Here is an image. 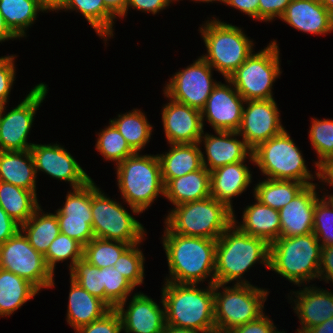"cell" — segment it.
Listing matches in <instances>:
<instances>
[{
	"label": "cell",
	"instance_id": "obj_61",
	"mask_svg": "<svg viewBox=\"0 0 333 333\" xmlns=\"http://www.w3.org/2000/svg\"><path fill=\"white\" fill-rule=\"evenodd\" d=\"M326 9L333 15V0H320Z\"/></svg>",
	"mask_w": 333,
	"mask_h": 333
},
{
	"label": "cell",
	"instance_id": "obj_22",
	"mask_svg": "<svg viewBox=\"0 0 333 333\" xmlns=\"http://www.w3.org/2000/svg\"><path fill=\"white\" fill-rule=\"evenodd\" d=\"M280 19L311 34L323 35L333 31V15L320 0H292Z\"/></svg>",
	"mask_w": 333,
	"mask_h": 333
},
{
	"label": "cell",
	"instance_id": "obj_41",
	"mask_svg": "<svg viewBox=\"0 0 333 333\" xmlns=\"http://www.w3.org/2000/svg\"><path fill=\"white\" fill-rule=\"evenodd\" d=\"M103 285L105 287V303L111 308L126 300L134 290V286L115 267L103 268Z\"/></svg>",
	"mask_w": 333,
	"mask_h": 333
},
{
	"label": "cell",
	"instance_id": "obj_35",
	"mask_svg": "<svg viewBox=\"0 0 333 333\" xmlns=\"http://www.w3.org/2000/svg\"><path fill=\"white\" fill-rule=\"evenodd\" d=\"M110 122L118 129L135 153L143 149L149 142L153 128L140 110L135 109L127 114H118V118L110 119Z\"/></svg>",
	"mask_w": 333,
	"mask_h": 333
},
{
	"label": "cell",
	"instance_id": "obj_4",
	"mask_svg": "<svg viewBox=\"0 0 333 333\" xmlns=\"http://www.w3.org/2000/svg\"><path fill=\"white\" fill-rule=\"evenodd\" d=\"M234 212L212 196L175 206L165 220L164 233L217 240L233 223Z\"/></svg>",
	"mask_w": 333,
	"mask_h": 333
},
{
	"label": "cell",
	"instance_id": "obj_23",
	"mask_svg": "<svg viewBox=\"0 0 333 333\" xmlns=\"http://www.w3.org/2000/svg\"><path fill=\"white\" fill-rule=\"evenodd\" d=\"M295 294L298 299H294V310L302 325L301 329H297L299 333L333 317V293L309 286Z\"/></svg>",
	"mask_w": 333,
	"mask_h": 333
},
{
	"label": "cell",
	"instance_id": "obj_34",
	"mask_svg": "<svg viewBox=\"0 0 333 333\" xmlns=\"http://www.w3.org/2000/svg\"><path fill=\"white\" fill-rule=\"evenodd\" d=\"M62 9L80 11L100 37L113 36V19L116 16L103 0H63Z\"/></svg>",
	"mask_w": 333,
	"mask_h": 333
},
{
	"label": "cell",
	"instance_id": "obj_33",
	"mask_svg": "<svg viewBox=\"0 0 333 333\" xmlns=\"http://www.w3.org/2000/svg\"><path fill=\"white\" fill-rule=\"evenodd\" d=\"M305 187L304 183L297 181L267 178L256 185L254 196L261 203L279 211Z\"/></svg>",
	"mask_w": 333,
	"mask_h": 333
},
{
	"label": "cell",
	"instance_id": "obj_45",
	"mask_svg": "<svg viewBox=\"0 0 333 333\" xmlns=\"http://www.w3.org/2000/svg\"><path fill=\"white\" fill-rule=\"evenodd\" d=\"M56 216L92 218L91 180L82 187L73 188V192H68L65 205L56 211Z\"/></svg>",
	"mask_w": 333,
	"mask_h": 333
},
{
	"label": "cell",
	"instance_id": "obj_56",
	"mask_svg": "<svg viewBox=\"0 0 333 333\" xmlns=\"http://www.w3.org/2000/svg\"><path fill=\"white\" fill-rule=\"evenodd\" d=\"M105 6L115 15L121 16L126 12L128 0H103Z\"/></svg>",
	"mask_w": 333,
	"mask_h": 333
},
{
	"label": "cell",
	"instance_id": "obj_13",
	"mask_svg": "<svg viewBox=\"0 0 333 333\" xmlns=\"http://www.w3.org/2000/svg\"><path fill=\"white\" fill-rule=\"evenodd\" d=\"M47 91L46 84L40 83L18 106L6 114L4 105L0 115V151H25L34 145L28 143L27 138L35 113Z\"/></svg>",
	"mask_w": 333,
	"mask_h": 333
},
{
	"label": "cell",
	"instance_id": "obj_5",
	"mask_svg": "<svg viewBox=\"0 0 333 333\" xmlns=\"http://www.w3.org/2000/svg\"><path fill=\"white\" fill-rule=\"evenodd\" d=\"M116 168L119 190L133 213H143L159 194L164 195L158 155L141 156L136 152Z\"/></svg>",
	"mask_w": 333,
	"mask_h": 333
},
{
	"label": "cell",
	"instance_id": "obj_15",
	"mask_svg": "<svg viewBox=\"0 0 333 333\" xmlns=\"http://www.w3.org/2000/svg\"><path fill=\"white\" fill-rule=\"evenodd\" d=\"M244 104H248V107H243L242 121L237 132L251 150L284 130L274 98L248 100Z\"/></svg>",
	"mask_w": 333,
	"mask_h": 333
},
{
	"label": "cell",
	"instance_id": "obj_63",
	"mask_svg": "<svg viewBox=\"0 0 333 333\" xmlns=\"http://www.w3.org/2000/svg\"><path fill=\"white\" fill-rule=\"evenodd\" d=\"M4 105L5 104L0 101V115H1V112H2V109H3Z\"/></svg>",
	"mask_w": 333,
	"mask_h": 333
},
{
	"label": "cell",
	"instance_id": "obj_43",
	"mask_svg": "<svg viewBox=\"0 0 333 333\" xmlns=\"http://www.w3.org/2000/svg\"><path fill=\"white\" fill-rule=\"evenodd\" d=\"M313 233L318 241L322 240V247L333 246V202L328 197L316 201Z\"/></svg>",
	"mask_w": 333,
	"mask_h": 333
},
{
	"label": "cell",
	"instance_id": "obj_46",
	"mask_svg": "<svg viewBox=\"0 0 333 333\" xmlns=\"http://www.w3.org/2000/svg\"><path fill=\"white\" fill-rule=\"evenodd\" d=\"M60 233L77 240L83 246L94 237L92 218H77L69 216H57Z\"/></svg>",
	"mask_w": 333,
	"mask_h": 333
},
{
	"label": "cell",
	"instance_id": "obj_14",
	"mask_svg": "<svg viewBox=\"0 0 333 333\" xmlns=\"http://www.w3.org/2000/svg\"><path fill=\"white\" fill-rule=\"evenodd\" d=\"M211 70L212 67L199 57L186 69L175 73L165 87V96L201 111L218 84L213 81Z\"/></svg>",
	"mask_w": 333,
	"mask_h": 333
},
{
	"label": "cell",
	"instance_id": "obj_64",
	"mask_svg": "<svg viewBox=\"0 0 333 333\" xmlns=\"http://www.w3.org/2000/svg\"><path fill=\"white\" fill-rule=\"evenodd\" d=\"M327 197L333 202V195H328Z\"/></svg>",
	"mask_w": 333,
	"mask_h": 333
},
{
	"label": "cell",
	"instance_id": "obj_50",
	"mask_svg": "<svg viewBox=\"0 0 333 333\" xmlns=\"http://www.w3.org/2000/svg\"><path fill=\"white\" fill-rule=\"evenodd\" d=\"M276 327L268 316L261 315L258 319L233 328L228 333H274Z\"/></svg>",
	"mask_w": 333,
	"mask_h": 333
},
{
	"label": "cell",
	"instance_id": "obj_7",
	"mask_svg": "<svg viewBox=\"0 0 333 333\" xmlns=\"http://www.w3.org/2000/svg\"><path fill=\"white\" fill-rule=\"evenodd\" d=\"M207 48V55L201 56L225 79L238 69L252 54L253 42L242 29L214 19L200 28Z\"/></svg>",
	"mask_w": 333,
	"mask_h": 333
},
{
	"label": "cell",
	"instance_id": "obj_20",
	"mask_svg": "<svg viewBox=\"0 0 333 333\" xmlns=\"http://www.w3.org/2000/svg\"><path fill=\"white\" fill-rule=\"evenodd\" d=\"M316 185H307L287 205L279 210L280 237L307 235L313 232V218L316 201Z\"/></svg>",
	"mask_w": 333,
	"mask_h": 333
},
{
	"label": "cell",
	"instance_id": "obj_25",
	"mask_svg": "<svg viewBox=\"0 0 333 333\" xmlns=\"http://www.w3.org/2000/svg\"><path fill=\"white\" fill-rule=\"evenodd\" d=\"M67 322L75 330L102 318L111 308L71 278Z\"/></svg>",
	"mask_w": 333,
	"mask_h": 333
},
{
	"label": "cell",
	"instance_id": "obj_27",
	"mask_svg": "<svg viewBox=\"0 0 333 333\" xmlns=\"http://www.w3.org/2000/svg\"><path fill=\"white\" fill-rule=\"evenodd\" d=\"M36 177L30 149L0 151V181L33 191L36 194Z\"/></svg>",
	"mask_w": 333,
	"mask_h": 333
},
{
	"label": "cell",
	"instance_id": "obj_39",
	"mask_svg": "<svg viewBox=\"0 0 333 333\" xmlns=\"http://www.w3.org/2000/svg\"><path fill=\"white\" fill-rule=\"evenodd\" d=\"M68 258L71 259L69 266L71 269L78 260L83 258V245L77 240L59 233L44 255L45 263L54 274L56 263L60 261L63 262Z\"/></svg>",
	"mask_w": 333,
	"mask_h": 333
},
{
	"label": "cell",
	"instance_id": "obj_54",
	"mask_svg": "<svg viewBox=\"0 0 333 333\" xmlns=\"http://www.w3.org/2000/svg\"><path fill=\"white\" fill-rule=\"evenodd\" d=\"M226 4L239 9L254 20H259V0H227Z\"/></svg>",
	"mask_w": 333,
	"mask_h": 333
},
{
	"label": "cell",
	"instance_id": "obj_53",
	"mask_svg": "<svg viewBox=\"0 0 333 333\" xmlns=\"http://www.w3.org/2000/svg\"><path fill=\"white\" fill-rule=\"evenodd\" d=\"M319 277L333 282V246L322 247L318 279Z\"/></svg>",
	"mask_w": 333,
	"mask_h": 333
},
{
	"label": "cell",
	"instance_id": "obj_55",
	"mask_svg": "<svg viewBox=\"0 0 333 333\" xmlns=\"http://www.w3.org/2000/svg\"><path fill=\"white\" fill-rule=\"evenodd\" d=\"M316 176L322 182H327L333 187V157L326 159L319 165V172L316 173Z\"/></svg>",
	"mask_w": 333,
	"mask_h": 333
},
{
	"label": "cell",
	"instance_id": "obj_6",
	"mask_svg": "<svg viewBox=\"0 0 333 333\" xmlns=\"http://www.w3.org/2000/svg\"><path fill=\"white\" fill-rule=\"evenodd\" d=\"M322 245L312 232L270 244L269 269L298 285L318 278Z\"/></svg>",
	"mask_w": 333,
	"mask_h": 333
},
{
	"label": "cell",
	"instance_id": "obj_12",
	"mask_svg": "<svg viewBox=\"0 0 333 333\" xmlns=\"http://www.w3.org/2000/svg\"><path fill=\"white\" fill-rule=\"evenodd\" d=\"M0 268L28 280L39 291L54 285V275L44 256L29 244L21 230L0 245Z\"/></svg>",
	"mask_w": 333,
	"mask_h": 333
},
{
	"label": "cell",
	"instance_id": "obj_57",
	"mask_svg": "<svg viewBox=\"0 0 333 333\" xmlns=\"http://www.w3.org/2000/svg\"><path fill=\"white\" fill-rule=\"evenodd\" d=\"M43 11L60 10L63 0H33Z\"/></svg>",
	"mask_w": 333,
	"mask_h": 333
},
{
	"label": "cell",
	"instance_id": "obj_32",
	"mask_svg": "<svg viewBox=\"0 0 333 333\" xmlns=\"http://www.w3.org/2000/svg\"><path fill=\"white\" fill-rule=\"evenodd\" d=\"M40 211L42 212V209L39 206L33 216L20 225V230L27 237L29 244L44 256L52 241L60 233V228L56 214L40 215Z\"/></svg>",
	"mask_w": 333,
	"mask_h": 333
},
{
	"label": "cell",
	"instance_id": "obj_40",
	"mask_svg": "<svg viewBox=\"0 0 333 333\" xmlns=\"http://www.w3.org/2000/svg\"><path fill=\"white\" fill-rule=\"evenodd\" d=\"M70 278L91 295L105 302L103 268L99 269L82 258L70 269Z\"/></svg>",
	"mask_w": 333,
	"mask_h": 333
},
{
	"label": "cell",
	"instance_id": "obj_17",
	"mask_svg": "<svg viewBox=\"0 0 333 333\" xmlns=\"http://www.w3.org/2000/svg\"><path fill=\"white\" fill-rule=\"evenodd\" d=\"M30 151L36 173L41 170L53 178L70 182L72 189L82 187L91 180L73 156L58 144H34Z\"/></svg>",
	"mask_w": 333,
	"mask_h": 333
},
{
	"label": "cell",
	"instance_id": "obj_30",
	"mask_svg": "<svg viewBox=\"0 0 333 333\" xmlns=\"http://www.w3.org/2000/svg\"><path fill=\"white\" fill-rule=\"evenodd\" d=\"M39 290L28 280L0 268V316H9Z\"/></svg>",
	"mask_w": 333,
	"mask_h": 333
},
{
	"label": "cell",
	"instance_id": "obj_3",
	"mask_svg": "<svg viewBox=\"0 0 333 333\" xmlns=\"http://www.w3.org/2000/svg\"><path fill=\"white\" fill-rule=\"evenodd\" d=\"M162 288V305L165 323L179 328H192L216 333L214 320V284L207 289L197 284L165 282Z\"/></svg>",
	"mask_w": 333,
	"mask_h": 333
},
{
	"label": "cell",
	"instance_id": "obj_60",
	"mask_svg": "<svg viewBox=\"0 0 333 333\" xmlns=\"http://www.w3.org/2000/svg\"><path fill=\"white\" fill-rule=\"evenodd\" d=\"M163 333H206L192 328H179L172 325L165 324Z\"/></svg>",
	"mask_w": 333,
	"mask_h": 333
},
{
	"label": "cell",
	"instance_id": "obj_29",
	"mask_svg": "<svg viewBox=\"0 0 333 333\" xmlns=\"http://www.w3.org/2000/svg\"><path fill=\"white\" fill-rule=\"evenodd\" d=\"M247 206L243 222L237 226L242 232L266 240L269 244L280 238L281 223L279 211L261 203Z\"/></svg>",
	"mask_w": 333,
	"mask_h": 333
},
{
	"label": "cell",
	"instance_id": "obj_9",
	"mask_svg": "<svg viewBox=\"0 0 333 333\" xmlns=\"http://www.w3.org/2000/svg\"><path fill=\"white\" fill-rule=\"evenodd\" d=\"M254 163L268 179L291 180L311 185L313 175L305 165L301 151L284 129L252 150Z\"/></svg>",
	"mask_w": 333,
	"mask_h": 333
},
{
	"label": "cell",
	"instance_id": "obj_19",
	"mask_svg": "<svg viewBox=\"0 0 333 333\" xmlns=\"http://www.w3.org/2000/svg\"><path fill=\"white\" fill-rule=\"evenodd\" d=\"M124 302L119 303L115 310L118 312L122 330L127 333H163L165 327V309L143 293H137L129 302L125 311Z\"/></svg>",
	"mask_w": 333,
	"mask_h": 333
},
{
	"label": "cell",
	"instance_id": "obj_51",
	"mask_svg": "<svg viewBox=\"0 0 333 333\" xmlns=\"http://www.w3.org/2000/svg\"><path fill=\"white\" fill-rule=\"evenodd\" d=\"M172 0H128L126 5V12L121 16L124 17L128 11V7H133L138 10H142V12H152V14H156L160 10L165 9V7L169 6Z\"/></svg>",
	"mask_w": 333,
	"mask_h": 333
},
{
	"label": "cell",
	"instance_id": "obj_31",
	"mask_svg": "<svg viewBox=\"0 0 333 333\" xmlns=\"http://www.w3.org/2000/svg\"><path fill=\"white\" fill-rule=\"evenodd\" d=\"M0 206L21 225L33 216L39 204L33 191L0 181Z\"/></svg>",
	"mask_w": 333,
	"mask_h": 333
},
{
	"label": "cell",
	"instance_id": "obj_38",
	"mask_svg": "<svg viewBox=\"0 0 333 333\" xmlns=\"http://www.w3.org/2000/svg\"><path fill=\"white\" fill-rule=\"evenodd\" d=\"M110 126L100 132L96 143V149L110 161H116V165L124 161L135 152L130 148L126 139L118 129L110 122Z\"/></svg>",
	"mask_w": 333,
	"mask_h": 333
},
{
	"label": "cell",
	"instance_id": "obj_8",
	"mask_svg": "<svg viewBox=\"0 0 333 333\" xmlns=\"http://www.w3.org/2000/svg\"><path fill=\"white\" fill-rule=\"evenodd\" d=\"M223 284H214V320L216 333H228L233 328L258 319L263 315L267 290L251 284H234L217 292Z\"/></svg>",
	"mask_w": 333,
	"mask_h": 333
},
{
	"label": "cell",
	"instance_id": "obj_24",
	"mask_svg": "<svg viewBox=\"0 0 333 333\" xmlns=\"http://www.w3.org/2000/svg\"><path fill=\"white\" fill-rule=\"evenodd\" d=\"M245 161L230 163L210 172V194L230 209L231 199L243 193L251 183L250 170Z\"/></svg>",
	"mask_w": 333,
	"mask_h": 333
},
{
	"label": "cell",
	"instance_id": "obj_59",
	"mask_svg": "<svg viewBox=\"0 0 333 333\" xmlns=\"http://www.w3.org/2000/svg\"><path fill=\"white\" fill-rule=\"evenodd\" d=\"M14 38L18 37L8 28L4 17L0 13V42Z\"/></svg>",
	"mask_w": 333,
	"mask_h": 333
},
{
	"label": "cell",
	"instance_id": "obj_62",
	"mask_svg": "<svg viewBox=\"0 0 333 333\" xmlns=\"http://www.w3.org/2000/svg\"><path fill=\"white\" fill-rule=\"evenodd\" d=\"M195 1H200V2H212V1H221V2H224V4H226L227 0H195Z\"/></svg>",
	"mask_w": 333,
	"mask_h": 333
},
{
	"label": "cell",
	"instance_id": "obj_36",
	"mask_svg": "<svg viewBox=\"0 0 333 333\" xmlns=\"http://www.w3.org/2000/svg\"><path fill=\"white\" fill-rule=\"evenodd\" d=\"M43 11L33 0H0V13L8 28L18 37L26 36L25 28Z\"/></svg>",
	"mask_w": 333,
	"mask_h": 333
},
{
	"label": "cell",
	"instance_id": "obj_28",
	"mask_svg": "<svg viewBox=\"0 0 333 333\" xmlns=\"http://www.w3.org/2000/svg\"><path fill=\"white\" fill-rule=\"evenodd\" d=\"M199 144H170L168 153L158 155L164 185L172 178L184 176L203 166Z\"/></svg>",
	"mask_w": 333,
	"mask_h": 333
},
{
	"label": "cell",
	"instance_id": "obj_65",
	"mask_svg": "<svg viewBox=\"0 0 333 333\" xmlns=\"http://www.w3.org/2000/svg\"><path fill=\"white\" fill-rule=\"evenodd\" d=\"M274 333H282V332H279V331L276 329Z\"/></svg>",
	"mask_w": 333,
	"mask_h": 333
},
{
	"label": "cell",
	"instance_id": "obj_48",
	"mask_svg": "<svg viewBox=\"0 0 333 333\" xmlns=\"http://www.w3.org/2000/svg\"><path fill=\"white\" fill-rule=\"evenodd\" d=\"M15 56L0 57V101L6 105L13 81L15 80Z\"/></svg>",
	"mask_w": 333,
	"mask_h": 333
},
{
	"label": "cell",
	"instance_id": "obj_47",
	"mask_svg": "<svg viewBox=\"0 0 333 333\" xmlns=\"http://www.w3.org/2000/svg\"><path fill=\"white\" fill-rule=\"evenodd\" d=\"M76 333H120L122 323L118 312L111 309L102 318L75 330Z\"/></svg>",
	"mask_w": 333,
	"mask_h": 333
},
{
	"label": "cell",
	"instance_id": "obj_58",
	"mask_svg": "<svg viewBox=\"0 0 333 333\" xmlns=\"http://www.w3.org/2000/svg\"><path fill=\"white\" fill-rule=\"evenodd\" d=\"M304 333H333V317L320 325L307 329Z\"/></svg>",
	"mask_w": 333,
	"mask_h": 333
},
{
	"label": "cell",
	"instance_id": "obj_21",
	"mask_svg": "<svg viewBox=\"0 0 333 333\" xmlns=\"http://www.w3.org/2000/svg\"><path fill=\"white\" fill-rule=\"evenodd\" d=\"M216 133L218 137L210 134L203 136L202 134L199 140V143H201L204 138L208 161L206 162L202 153V165L209 172L230 163L245 161L247 156L250 157V161L254 162L252 150L247 146L246 142L234 139V136H239L238 132L216 131Z\"/></svg>",
	"mask_w": 333,
	"mask_h": 333
},
{
	"label": "cell",
	"instance_id": "obj_42",
	"mask_svg": "<svg viewBox=\"0 0 333 333\" xmlns=\"http://www.w3.org/2000/svg\"><path fill=\"white\" fill-rule=\"evenodd\" d=\"M309 137L313 148L316 150L318 162L315 163L317 170L319 165L326 159L333 157V120H312Z\"/></svg>",
	"mask_w": 333,
	"mask_h": 333
},
{
	"label": "cell",
	"instance_id": "obj_26",
	"mask_svg": "<svg viewBox=\"0 0 333 333\" xmlns=\"http://www.w3.org/2000/svg\"><path fill=\"white\" fill-rule=\"evenodd\" d=\"M164 196L174 206L210 197V172L202 166L194 172L170 179L164 185Z\"/></svg>",
	"mask_w": 333,
	"mask_h": 333
},
{
	"label": "cell",
	"instance_id": "obj_44",
	"mask_svg": "<svg viewBox=\"0 0 333 333\" xmlns=\"http://www.w3.org/2000/svg\"><path fill=\"white\" fill-rule=\"evenodd\" d=\"M137 245H130L113 265L134 287L144 280V256Z\"/></svg>",
	"mask_w": 333,
	"mask_h": 333
},
{
	"label": "cell",
	"instance_id": "obj_2",
	"mask_svg": "<svg viewBox=\"0 0 333 333\" xmlns=\"http://www.w3.org/2000/svg\"><path fill=\"white\" fill-rule=\"evenodd\" d=\"M217 240L164 233L170 279L167 282L198 284L211 273L209 284H215V250Z\"/></svg>",
	"mask_w": 333,
	"mask_h": 333
},
{
	"label": "cell",
	"instance_id": "obj_52",
	"mask_svg": "<svg viewBox=\"0 0 333 333\" xmlns=\"http://www.w3.org/2000/svg\"><path fill=\"white\" fill-rule=\"evenodd\" d=\"M20 230V224L12 219L0 206V245Z\"/></svg>",
	"mask_w": 333,
	"mask_h": 333
},
{
	"label": "cell",
	"instance_id": "obj_11",
	"mask_svg": "<svg viewBox=\"0 0 333 333\" xmlns=\"http://www.w3.org/2000/svg\"><path fill=\"white\" fill-rule=\"evenodd\" d=\"M276 41L246 61L228 78L237 92L248 100L272 99L273 82L281 74L279 50Z\"/></svg>",
	"mask_w": 333,
	"mask_h": 333
},
{
	"label": "cell",
	"instance_id": "obj_10",
	"mask_svg": "<svg viewBox=\"0 0 333 333\" xmlns=\"http://www.w3.org/2000/svg\"><path fill=\"white\" fill-rule=\"evenodd\" d=\"M91 179L92 229L95 238L140 244L144 227L121 204L102 193Z\"/></svg>",
	"mask_w": 333,
	"mask_h": 333
},
{
	"label": "cell",
	"instance_id": "obj_37",
	"mask_svg": "<svg viewBox=\"0 0 333 333\" xmlns=\"http://www.w3.org/2000/svg\"><path fill=\"white\" fill-rule=\"evenodd\" d=\"M129 246L128 243L94 237L83 246V259L99 269L113 267Z\"/></svg>",
	"mask_w": 333,
	"mask_h": 333
},
{
	"label": "cell",
	"instance_id": "obj_49",
	"mask_svg": "<svg viewBox=\"0 0 333 333\" xmlns=\"http://www.w3.org/2000/svg\"><path fill=\"white\" fill-rule=\"evenodd\" d=\"M292 0H259V20L270 21L281 18Z\"/></svg>",
	"mask_w": 333,
	"mask_h": 333
},
{
	"label": "cell",
	"instance_id": "obj_1",
	"mask_svg": "<svg viewBox=\"0 0 333 333\" xmlns=\"http://www.w3.org/2000/svg\"><path fill=\"white\" fill-rule=\"evenodd\" d=\"M236 223L238 222L233 217V223L217 239L214 274L216 284L226 285L234 280L237 281L236 284H250L241 277L259 259L260 263L269 268L270 244L262 238L242 232Z\"/></svg>",
	"mask_w": 333,
	"mask_h": 333
},
{
	"label": "cell",
	"instance_id": "obj_18",
	"mask_svg": "<svg viewBox=\"0 0 333 333\" xmlns=\"http://www.w3.org/2000/svg\"><path fill=\"white\" fill-rule=\"evenodd\" d=\"M162 121L169 144L199 143L204 134L201 111L171 98L163 107Z\"/></svg>",
	"mask_w": 333,
	"mask_h": 333
},
{
	"label": "cell",
	"instance_id": "obj_16",
	"mask_svg": "<svg viewBox=\"0 0 333 333\" xmlns=\"http://www.w3.org/2000/svg\"><path fill=\"white\" fill-rule=\"evenodd\" d=\"M225 80L231 85L219 82L213 88L205 106L201 110L202 121L206 117L215 132H237L242 121L243 102H245V99L235 88H231L232 83L228 79Z\"/></svg>",
	"mask_w": 333,
	"mask_h": 333
}]
</instances>
